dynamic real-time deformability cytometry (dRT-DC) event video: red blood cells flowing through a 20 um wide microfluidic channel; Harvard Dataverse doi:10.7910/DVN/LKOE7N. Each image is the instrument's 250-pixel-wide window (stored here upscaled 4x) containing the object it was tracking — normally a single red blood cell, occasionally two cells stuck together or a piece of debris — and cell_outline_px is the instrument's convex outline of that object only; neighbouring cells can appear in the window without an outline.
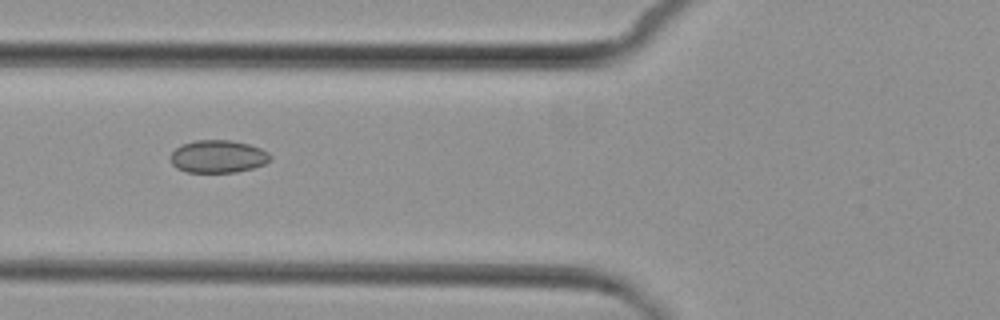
{"species": "common noctule bat (a hibernating species)", "species_latin": "Nyctalus noctula", "temperature_condition": "cold", "stored_images_in_passage": 5, "camera_frame_rate_fps": 3000, "um_per_image_px": 0.085, "animal": {"sex": "female", "body_mass_g": 29.2, "forearm_length_mm": 56.3}, "frame": {"image": 1, "passage_image": 2, "time_ms": 1.333, "image_size_px": [1000, 320], "cell_outline_px": [[272, 160], [264, 164], [252, 168], [236, 172], [188, 172], [176, 168], [172, 164], [172, 152], [180, 144], [196, 140], [228, 140], [248, 144], [260, 148], [268, 152], [272, 156]], "centroid_in_image_um": [18.55, 13.3], "position_along_channel_um": 107.3, "area_um2": 18.96}}
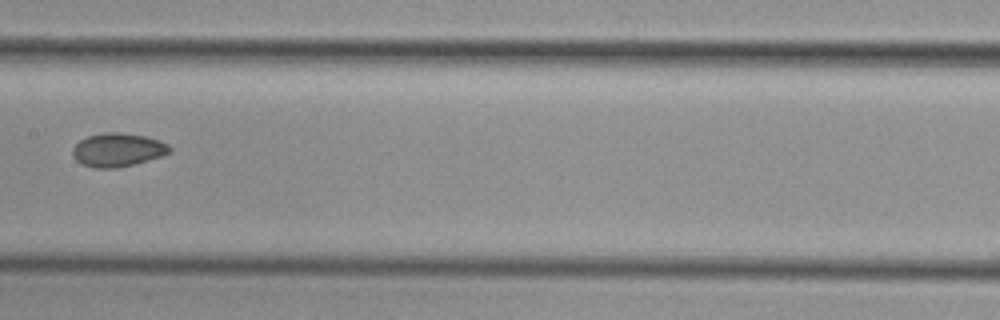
{"frame": {"image": 2, "passage_image": 4, "time_ms": 3.667, "image_size_px": [1000, 320], "cell_outline_px": [[172, 152], [148, 160], [116, 168], [92, 168], [80, 164], [76, 160], [72, 152], [72, 148], [80, 140], [88, 136], [104, 132], [120, 132], [148, 136], [160, 140], [168, 144], [172, 148]], "centroid_in_image_um": [10.01, 12.73], "position_along_channel_um": 197.4, "area_um2": 19.13}}
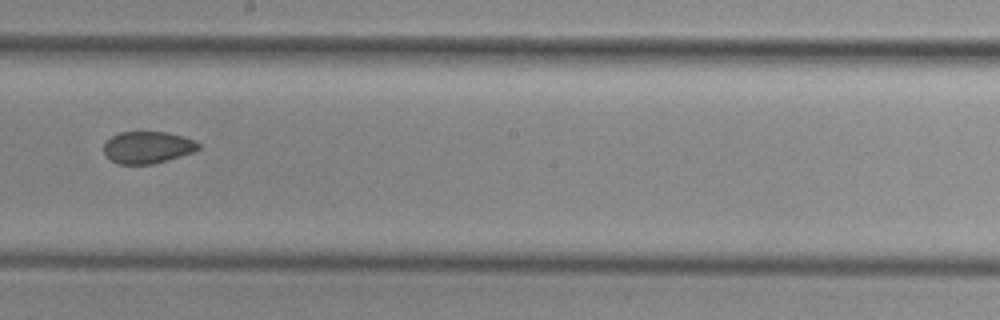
{"frame": {"image": 3, "passage_image": 5, "time_ms": 4.667, "image_size_px": [1000, 320], "cell_outline_px": [[200, 148], [192, 152], [168, 160], [152, 164], [116, 164], [104, 152], [104, 144], [112, 136], [120, 132], [168, 132], [184, 136], [196, 140], [200, 144]], "centroid_in_image_um": [12.57, 12.52], "position_along_channel_um": 235.6, "area_um2": 17.63}}